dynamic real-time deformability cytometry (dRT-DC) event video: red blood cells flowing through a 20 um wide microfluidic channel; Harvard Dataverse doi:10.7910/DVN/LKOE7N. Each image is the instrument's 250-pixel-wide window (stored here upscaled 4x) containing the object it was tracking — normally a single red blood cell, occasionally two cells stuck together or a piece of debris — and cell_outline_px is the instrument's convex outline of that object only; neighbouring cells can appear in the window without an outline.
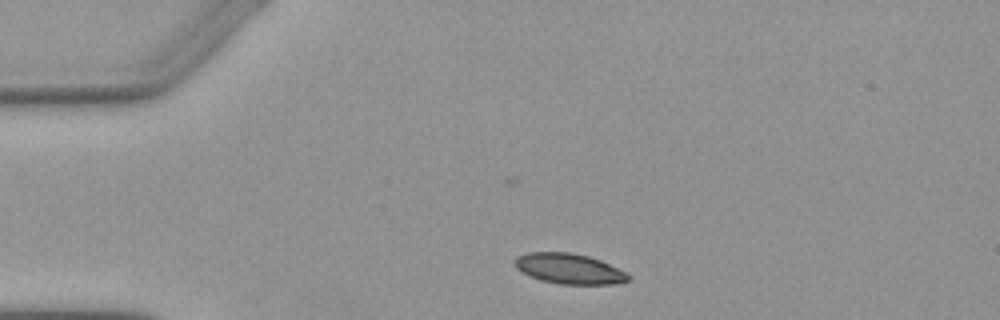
{"species": "Egyptian fruit bat (a non-hibernating species)", "species_latin": "Rousettus aegyptiacus", "temperature_condition": "warm", "stored_images_in_passage": 2, "camera_frame_rate_fps": 3000, "um_per_image_px": 0.085, "animal": {"sex": "female"}, "frame": {"image": 1, "passage_image": 1, "time_ms": 0.0, "image_size_px": [1000, 320], "cell_outline_px": [[632, 280], [616, 284], [560, 284], [540, 280], [516, 268], [512, 260], [516, 256], [528, 252], [568, 252], [588, 256], [600, 260], [632, 276]], "centroid_in_image_um": [48.37, 22.84], "position_along_channel_um": 36.6, "area_um2": 20.06}}